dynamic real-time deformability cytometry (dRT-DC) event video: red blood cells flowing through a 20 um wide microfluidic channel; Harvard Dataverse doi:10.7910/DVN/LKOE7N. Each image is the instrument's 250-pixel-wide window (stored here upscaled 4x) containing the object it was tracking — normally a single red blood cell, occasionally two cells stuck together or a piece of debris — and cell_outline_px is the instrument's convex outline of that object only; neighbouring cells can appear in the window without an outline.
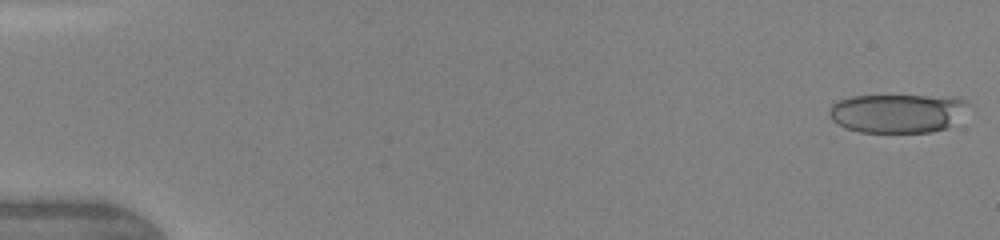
{"species": "human", "species_latin": "Homo sapiens", "temperature_condition": "warm", "stored_images_in_passage": 15, "camera_frame_rate_fps": 3000, "um_per_image_px": 0.085, "donor": {"sex": "female"}, "frame": {"image": 1, "passage_image": 1, "time_ms": 0.0, "image_size_px": [1000, 240], "cell_outline_px": [[968, 104], [948, 128], [932, 132], [860, 132], [848, 128], [832, 120], [828, 112], [828, 108], [832, 104], [840, 100], [852, 96], [952, 96], [968, 100]], "centroid_in_image_um": [76.26, 9.61], "position_along_channel_um": 8.7, "area_um2": 31.27}}